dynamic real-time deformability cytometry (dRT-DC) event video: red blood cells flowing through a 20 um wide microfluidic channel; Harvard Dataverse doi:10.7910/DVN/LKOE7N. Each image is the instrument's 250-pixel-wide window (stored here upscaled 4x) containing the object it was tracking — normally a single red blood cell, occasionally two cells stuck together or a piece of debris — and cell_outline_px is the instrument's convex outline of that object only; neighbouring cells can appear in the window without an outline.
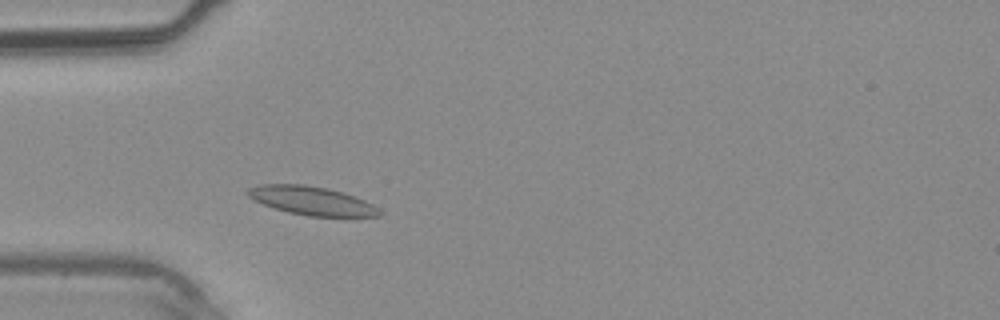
{"species": "common noctule bat (a hibernating species)", "species_latin": "Nyctalus noctula", "temperature_condition": "warm", "stored_images_in_passage": 33, "camera_frame_rate_fps": 3000, "um_per_image_px": 0.085, "animal": {"sex": "male", "body_mass_g": 20.4}, "frame": {"image": 1, "passage_image": 6, "time_ms": 1.667, "image_size_px": [1000, 320], "cell_outline_px": [[380, 216], [308, 216], [288, 212], [252, 200], [244, 192], [248, 188], [260, 184], [304, 184], [328, 188], [344, 192], [356, 196], [380, 208]], "centroid_in_image_um": [26.47, 17.04], "position_along_channel_um": 58.5, "area_um2": 22.02}}
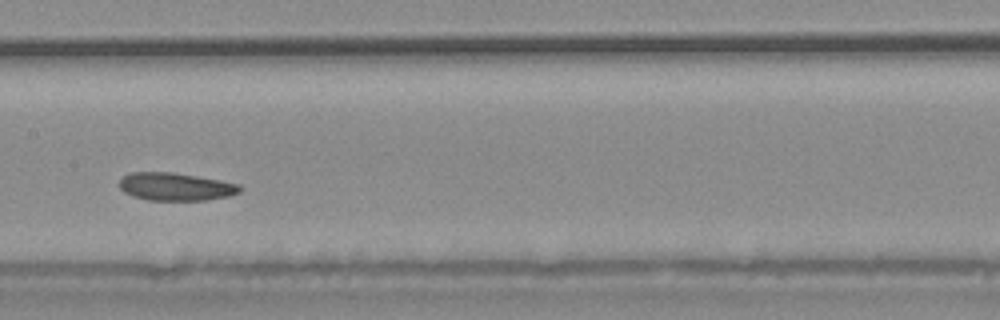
{"frame": {"image": 2, "passage_image": 14, "time_ms": 4.333, "image_size_px": [1000, 320], "cell_outline_px": [[240, 192], [228, 196], [204, 200], [148, 200], [132, 196], [124, 192], [120, 188], [120, 180], [124, 176], [132, 172], [172, 172], [220, 180], [240, 184]], "centroid_in_image_um": [14.92, 15.87], "position_along_channel_um": 192.5, "area_um2": 19.42}}
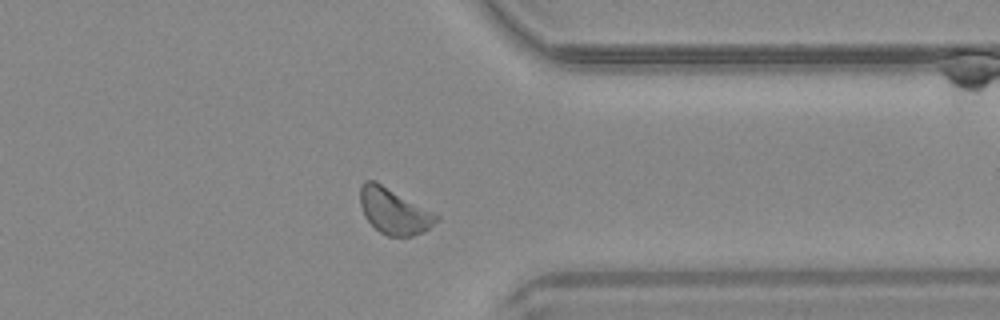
{"frame": {"image": 3, "passage_image": 25, "time_ms": 8.0, "image_size_px": [1000, 320], "cell_outline_px": [[440, 220], [424, 232], [412, 236], [388, 236], [380, 232], [364, 216], [360, 204], [360, 188], [364, 180], [376, 180], [440, 216]], "centroid_in_image_um": [33.49, 17.94], "position_along_channel_um": 377.9, "area_um2": 20.35}}